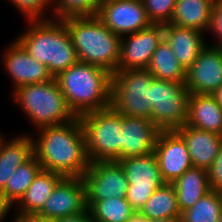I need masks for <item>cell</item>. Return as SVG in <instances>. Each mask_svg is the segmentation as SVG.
I'll list each match as a JSON object with an SVG mask.
<instances>
[{
	"mask_svg": "<svg viewBox=\"0 0 222 222\" xmlns=\"http://www.w3.org/2000/svg\"><path fill=\"white\" fill-rule=\"evenodd\" d=\"M32 136L33 153L42 170L63 177H79L89 168L85 135L79 117L61 125L37 130Z\"/></svg>",
	"mask_w": 222,
	"mask_h": 222,
	"instance_id": "obj_1",
	"label": "cell"
},
{
	"mask_svg": "<svg viewBox=\"0 0 222 222\" xmlns=\"http://www.w3.org/2000/svg\"><path fill=\"white\" fill-rule=\"evenodd\" d=\"M55 80L76 117L111 106L112 74L103 68L78 61Z\"/></svg>",
	"mask_w": 222,
	"mask_h": 222,
	"instance_id": "obj_2",
	"label": "cell"
},
{
	"mask_svg": "<svg viewBox=\"0 0 222 222\" xmlns=\"http://www.w3.org/2000/svg\"><path fill=\"white\" fill-rule=\"evenodd\" d=\"M30 25L16 40L55 78L77 63L78 57L62 19L27 20Z\"/></svg>",
	"mask_w": 222,
	"mask_h": 222,
	"instance_id": "obj_3",
	"label": "cell"
},
{
	"mask_svg": "<svg viewBox=\"0 0 222 222\" xmlns=\"http://www.w3.org/2000/svg\"><path fill=\"white\" fill-rule=\"evenodd\" d=\"M78 60L113 74L120 59L121 36L108 29L96 15L62 19Z\"/></svg>",
	"mask_w": 222,
	"mask_h": 222,
	"instance_id": "obj_4",
	"label": "cell"
},
{
	"mask_svg": "<svg viewBox=\"0 0 222 222\" xmlns=\"http://www.w3.org/2000/svg\"><path fill=\"white\" fill-rule=\"evenodd\" d=\"M12 95L37 130L68 123L76 118L55 78L46 83L21 86Z\"/></svg>",
	"mask_w": 222,
	"mask_h": 222,
	"instance_id": "obj_5",
	"label": "cell"
},
{
	"mask_svg": "<svg viewBox=\"0 0 222 222\" xmlns=\"http://www.w3.org/2000/svg\"><path fill=\"white\" fill-rule=\"evenodd\" d=\"M89 162L119 161L122 149V114L111 106L79 116Z\"/></svg>",
	"mask_w": 222,
	"mask_h": 222,
	"instance_id": "obj_6",
	"label": "cell"
},
{
	"mask_svg": "<svg viewBox=\"0 0 222 222\" xmlns=\"http://www.w3.org/2000/svg\"><path fill=\"white\" fill-rule=\"evenodd\" d=\"M153 80L147 69L115 71L111 81V107L122 115L150 119Z\"/></svg>",
	"mask_w": 222,
	"mask_h": 222,
	"instance_id": "obj_7",
	"label": "cell"
},
{
	"mask_svg": "<svg viewBox=\"0 0 222 222\" xmlns=\"http://www.w3.org/2000/svg\"><path fill=\"white\" fill-rule=\"evenodd\" d=\"M189 95L190 91L186 89L185 82L154 78L150 85L152 123L160 131L181 128L187 120Z\"/></svg>",
	"mask_w": 222,
	"mask_h": 222,
	"instance_id": "obj_8",
	"label": "cell"
},
{
	"mask_svg": "<svg viewBox=\"0 0 222 222\" xmlns=\"http://www.w3.org/2000/svg\"><path fill=\"white\" fill-rule=\"evenodd\" d=\"M128 180L126 200L139 212L153 192L165 182L154 152L118 161Z\"/></svg>",
	"mask_w": 222,
	"mask_h": 222,
	"instance_id": "obj_9",
	"label": "cell"
},
{
	"mask_svg": "<svg viewBox=\"0 0 222 222\" xmlns=\"http://www.w3.org/2000/svg\"><path fill=\"white\" fill-rule=\"evenodd\" d=\"M82 179L86 187L87 205L91 201L111 197L124 198L129 185L124 169L117 161L91 162Z\"/></svg>",
	"mask_w": 222,
	"mask_h": 222,
	"instance_id": "obj_10",
	"label": "cell"
},
{
	"mask_svg": "<svg viewBox=\"0 0 222 222\" xmlns=\"http://www.w3.org/2000/svg\"><path fill=\"white\" fill-rule=\"evenodd\" d=\"M96 16L114 34L124 36L148 28L142 0H108L101 3Z\"/></svg>",
	"mask_w": 222,
	"mask_h": 222,
	"instance_id": "obj_11",
	"label": "cell"
},
{
	"mask_svg": "<svg viewBox=\"0 0 222 222\" xmlns=\"http://www.w3.org/2000/svg\"><path fill=\"white\" fill-rule=\"evenodd\" d=\"M162 40L161 24H151L148 28L122 36L117 70L147 69Z\"/></svg>",
	"mask_w": 222,
	"mask_h": 222,
	"instance_id": "obj_12",
	"label": "cell"
},
{
	"mask_svg": "<svg viewBox=\"0 0 222 222\" xmlns=\"http://www.w3.org/2000/svg\"><path fill=\"white\" fill-rule=\"evenodd\" d=\"M222 85V47L209 45L186 70L185 87L194 94H212Z\"/></svg>",
	"mask_w": 222,
	"mask_h": 222,
	"instance_id": "obj_13",
	"label": "cell"
},
{
	"mask_svg": "<svg viewBox=\"0 0 222 222\" xmlns=\"http://www.w3.org/2000/svg\"><path fill=\"white\" fill-rule=\"evenodd\" d=\"M154 153L165 183H174L192 163L183 138L175 131H159Z\"/></svg>",
	"mask_w": 222,
	"mask_h": 222,
	"instance_id": "obj_14",
	"label": "cell"
},
{
	"mask_svg": "<svg viewBox=\"0 0 222 222\" xmlns=\"http://www.w3.org/2000/svg\"><path fill=\"white\" fill-rule=\"evenodd\" d=\"M86 187L79 177H63L53 189L43 208L42 217L57 219L87 210Z\"/></svg>",
	"mask_w": 222,
	"mask_h": 222,
	"instance_id": "obj_15",
	"label": "cell"
},
{
	"mask_svg": "<svg viewBox=\"0 0 222 222\" xmlns=\"http://www.w3.org/2000/svg\"><path fill=\"white\" fill-rule=\"evenodd\" d=\"M3 54L4 67L11 77L13 91L24 85L46 83L54 79L47 66L35 60L16 39Z\"/></svg>",
	"mask_w": 222,
	"mask_h": 222,
	"instance_id": "obj_16",
	"label": "cell"
},
{
	"mask_svg": "<svg viewBox=\"0 0 222 222\" xmlns=\"http://www.w3.org/2000/svg\"><path fill=\"white\" fill-rule=\"evenodd\" d=\"M120 160L154 152L159 129L151 119L122 115Z\"/></svg>",
	"mask_w": 222,
	"mask_h": 222,
	"instance_id": "obj_17",
	"label": "cell"
},
{
	"mask_svg": "<svg viewBox=\"0 0 222 222\" xmlns=\"http://www.w3.org/2000/svg\"><path fill=\"white\" fill-rule=\"evenodd\" d=\"M175 131L186 144L192 166L209 170L222 146V135L186 124Z\"/></svg>",
	"mask_w": 222,
	"mask_h": 222,
	"instance_id": "obj_18",
	"label": "cell"
},
{
	"mask_svg": "<svg viewBox=\"0 0 222 222\" xmlns=\"http://www.w3.org/2000/svg\"><path fill=\"white\" fill-rule=\"evenodd\" d=\"M204 33L193 28L163 25V39L173 50L178 62L187 70L207 46Z\"/></svg>",
	"mask_w": 222,
	"mask_h": 222,
	"instance_id": "obj_19",
	"label": "cell"
},
{
	"mask_svg": "<svg viewBox=\"0 0 222 222\" xmlns=\"http://www.w3.org/2000/svg\"><path fill=\"white\" fill-rule=\"evenodd\" d=\"M185 124L222 135V107L212 94L190 93Z\"/></svg>",
	"mask_w": 222,
	"mask_h": 222,
	"instance_id": "obj_20",
	"label": "cell"
},
{
	"mask_svg": "<svg viewBox=\"0 0 222 222\" xmlns=\"http://www.w3.org/2000/svg\"><path fill=\"white\" fill-rule=\"evenodd\" d=\"M6 140L4 136L0 140V193L17 168L34 155L31 135L21 134Z\"/></svg>",
	"mask_w": 222,
	"mask_h": 222,
	"instance_id": "obj_21",
	"label": "cell"
},
{
	"mask_svg": "<svg viewBox=\"0 0 222 222\" xmlns=\"http://www.w3.org/2000/svg\"><path fill=\"white\" fill-rule=\"evenodd\" d=\"M41 170L42 167L34 155L17 168L0 193V222H3L13 205L15 206V203L21 199Z\"/></svg>",
	"mask_w": 222,
	"mask_h": 222,
	"instance_id": "obj_22",
	"label": "cell"
},
{
	"mask_svg": "<svg viewBox=\"0 0 222 222\" xmlns=\"http://www.w3.org/2000/svg\"><path fill=\"white\" fill-rule=\"evenodd\" d=\"M214 0H176L168 24L197 29L203 33L210 30Z\"/></svg>",
	"mask_w": 222,
	"mask_h": 222,
	"instance_id": "obj_23",
	"label": "cell"
},
{
	"mask_svg": "<svg viewBox=\"0 0 222 222\" xmlns=\"http://www.w3.org/2000/svg\"><path fill=\"white\" fill-rule=\"evenodd\" d=\"M62 178L63 176L56 172L41 170L25 194L15 204H18L15 208L18 209L16 216L37 214Z\"/></svg>",
	"mask_w": 222,
	"mask_h": 222,
	"instance_id": "obj_24",
	"label": "cell"
},
{
	"mask_svg": "<svg viewBox=\"0 0 222 222\" xmlns=\"http://www.w3.org/2000/svg\"><path fill=\"white\" fill-rule=\"evenodd\" d=\"M181 213L211 191L208 170L192 166L174 183Z\"/></svg>",
	"mask_w": 222,
	"mask_h": 222,
	"instance_id": "obj_25",
	"label": "cell"
},
{
	"mask_svg": "<svg viewBox=\"0 0 222 222\" xmlns=\"http://www.w3.org/2000/svg\"><path fill=\"white\" fill-rule=\"evenodd\" d=\"M139 213L149 220L161 218H181L176 190L172 183L158 187L146 201Z\"/></svg>",
	"mask_w": 222,
	"mask_h": 222,
	"instance_id": "obj_26",
	"label": "cell"
},
{
	"mask_svg": "<svg viewBox=\"0 0 222 222\" xmlns=\"http://www.w3.org/2000/svg\"><path fill=\"white\" fill-rule=\"evenodd\" d=\"M147 70L156 79L186 82L185 68L178 62L173 50L164 39L154 51Z\"/></svg>",
	"mask_w": 222,
	"mask_h": 222,
	"instance_id": "obj_27",
	"label": "cell"
},
{
	"mask_svg": "<svg viewBox=\"0 0 222 222\" xmlns=\"http://www.w3.org/2000/svg\"><path fill=\"white\" fill-rule=\"evenodd\" d=\"M87 207L92 222H127L136 213L125 197L91 201Z\"/></svg>",
	"mask_w": 222,
	"mask_h": 222,
	"instance_id": "obj_28",
	"label": "cell"
},
{
	"mask_svg": "<svg viewBox=\"0 0 222 222\" xmlns=\"http://www.w3.org/2000/svg\"><path fill=\"white\" fill-rule=\"evenodd\" d=\"M221 218L222 193L211 190L182 212L181 222H221Z\"/></svg>",
	"mask_w": 222,
	"mask_h": 222,
	"instance_id": "obj_29",
	"label": "cell"
},
{
	"mask_svg": "<svg viewBox=\"0 0 222 222\" xmlns=\"http://www.w3.org/2000/svg\"><path fill=\"white\" fill-rule=\"evenodd\" d=\"M100 0H53V11L51 18L64 19L75 16L96 15Z\"/></svg>",
	"mask_w": 222,
	"mask_h": 222,
	"instance_id": "obj_30",
	"label": "cell"
},
{
	"mask_svg": "<svg viewBox=\"0 0 222 222\" xmlns=\"http://www.w3.org/2000/svg\"><path fill=\"white\" fill-rule=\"evenodd\" d=\"M142 2L152 24L170 23L176 0H142Z\"/></svg>",
	"mask_w": 222,
	"mask_h": 222,
	"instance_id": "obj_31",
	"label": "cell"
},
{
	"mask_svg": "<svg viewBox=\"0 0 222 222\" xmlns=\"http://www.w3.org/2000/svg\"><path fill=\"white\" fill-rule=\"evenodd\" d=\"M27 20L50 19L47 7H53V0H10Z\"/></svg>",
	"mask_w": 222,
	"mask_h": 222,
	"instance_id": "obj_32",
	"label": "cell"
},
{
	"mask_svg": "<svg viewBox=\"0 0 222 222\" xmlns=\"http://www.w3.org/2000/svg\"><path fill=\"white\" fill-rule=\"evenodd\" d=\"M210 33L214 34L216 44L214 46L222 47V0L214 1L213 10H212V19Z\"/></svg>",
	"mask_w": 222,
	"mask_h": 222,
	"instance_id": "obj_33",
	"label": "cell"
},
{
	"mask_svg": "<svg viewBox=\"0 0 222 222\" xmlns=\"http://www.w3.org/2000/svg\"><path fill=\"white\" fill-rule=\"evenodd\" d=\"M208 176L211 190L222 193V146L213 166L208 170Z\"/></svg>",
	"mask_w": 222,
	"mask_h": 222,
	"instance_id": "obj_34",
	"label": "cell"
},
{
	"mask_svg": "<svg viewBox=\"0 0 222 222\" xmlns=\"http://www.w3.org/2000/svg\"><path fill=\"white\" fill-rule=\"evenodd\" d=\"M56 222H92L89 209L75 215L60 217Z\"/></svg>",
	"mask_w": 222,
	"mask_h": 222,
	"instance_id": "obj_35",
	"label": "cell"
},
{
	"mask_svg": "<svg viewBox=\"0 0 222 222\" xmlns=\"http://www.w3.org/2000/svg\"><path fill=\"white\" fill-rule=\"evenodd\" d=\"M12 222H56V219L42 217L38 214L14 216Z\"/></svg>",
	"mask_w": 222,
	"mask_h": 222,
	"instance_id": "obj_36",
	"label": "cell"
},
{
	"mask_svg": "<svg viewBox=\"0 0 222 222\" xmlns=\"http://www.w3.org/2000/svg\"><path fill=\"white\" fill-rule=\"evenodd\" d=\"M127 222H149V219L139 212H136Z\"/></svg>",
	"mask_w": 222,
	"mask_h": 222,
	"instance_id": "obj_37",
	"label": "cell"
},
{
	"mask_svg": "<svg viewBox=\"0 0 222 222\" xmlns=\"http://www.w3.org/2000/svg\"><path fill=\"white\" fill-rule=\"evenodd\" d=\"M214 98L216 99L217 103L222 107V85L212 93Z\"/></svg>",
	"mask_w": 222,
	"mask_h": 222,
	"instance_id": "obj_38",
	"label": "cell"
},
{
	"mask_svg": "<svg viewBox=\"0 0 222 222\" xmlns=\"http://www.w3.org/2000/svg\"><path fill=\"white\" fill-rule=\"evenodd\" d=\"M149 222H181V218H161L157 220H149Z\"/></svg>",
	"mask_w": 222,
	"mask_h": 222,
	"instance_id": "obj_39",
	"label": "cell"
}]
</instances>
